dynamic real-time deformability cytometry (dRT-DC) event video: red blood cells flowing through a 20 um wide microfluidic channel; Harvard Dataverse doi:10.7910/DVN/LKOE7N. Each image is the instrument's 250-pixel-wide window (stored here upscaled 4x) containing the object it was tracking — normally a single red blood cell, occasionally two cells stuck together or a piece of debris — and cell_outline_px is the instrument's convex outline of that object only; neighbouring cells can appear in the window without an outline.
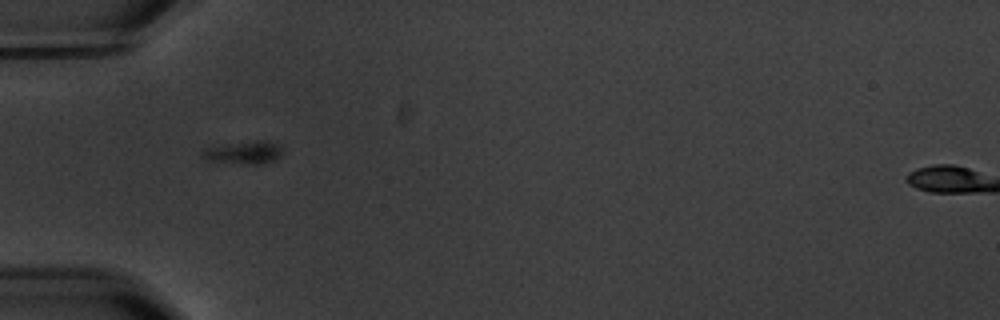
{"species": "common noctule bat (a hibernating species)", "species_latin": "Nyctalus noctula", "temperature_condition": "warm", "stored_images_in_passage": 7, "camera_frame_rate_fps": 3000, "um_per_image_px": 0.085, "animal": {"sex": "male", "body_mass_g": 20.1, "forearm_length_mm": 53.5}, "frame": {"image": 1, "passage_image": 6, "time_ms": 7.333, "image_size_px": [1000, 320], "cell_outline_px": [[280, 156], [276, 160], [264, 164], [248, 164], [204, 160], [200, 156], [204, 148], [256, 140], [264, 140], [276, 144], [280, 148]], "centroid_in_image_um": [20.7, 12.98], "position_along_channel_um": 64.3, "area_um2": 10.52}}